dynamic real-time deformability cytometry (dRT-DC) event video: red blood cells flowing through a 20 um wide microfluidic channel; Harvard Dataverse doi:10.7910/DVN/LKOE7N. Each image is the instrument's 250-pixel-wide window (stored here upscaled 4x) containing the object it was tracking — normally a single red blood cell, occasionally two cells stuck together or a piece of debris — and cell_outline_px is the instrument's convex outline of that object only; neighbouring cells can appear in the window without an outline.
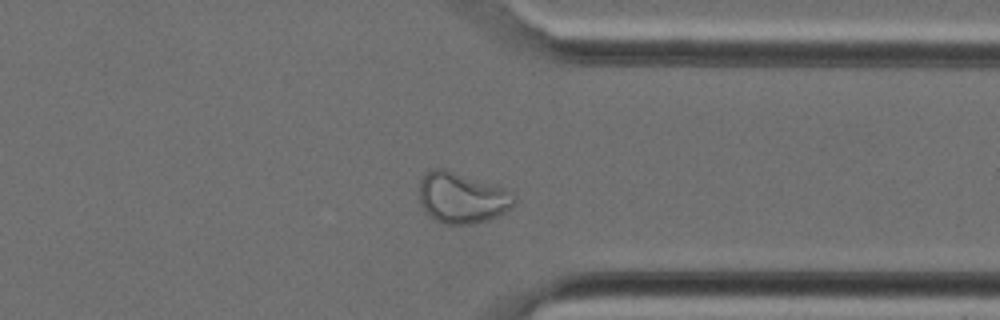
{"species": "Egyptian fruit bat (a non-hibernating species)", "species_latin": "Rousettus aegyptiacus", "temperature_condition": "cold", "stored_images_in_passage": 33, "camera_frame_rate_fps": 3000, "um_per_image_px": 0.085, "animal": {"sex": "female"}, "frame": {"image": 1, "passage_image": 25, "time_ms": 8.0, "image_size_px": [1000, 320], "cell_outline_px": [[516, 204], [512, 208], [488, 220], [476, 224], [444, 224], [436, 220], [424, 212], [420, 204], [420, 180], [432, 168], [444, 168], [496, 184], [504, 188], [516, 200]], "centroid_in_image_um": [39.26, 16.81], "position_along_channel_um": 372.1, "area_um2": 28.32}}
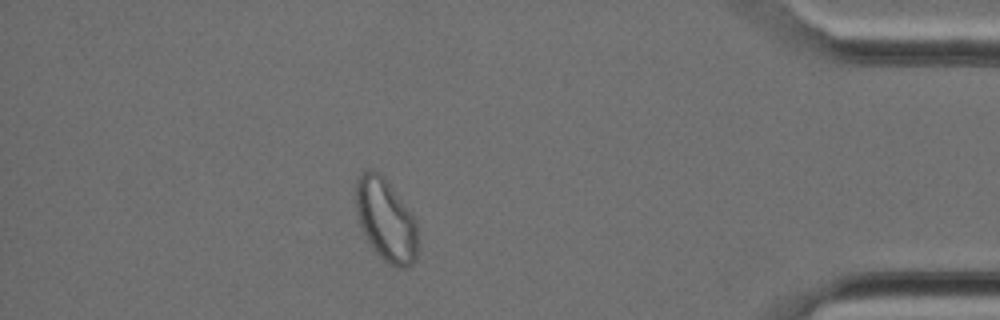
{"frame": {"image": 2, "passage_image": 29, "time_ms": 9.333, "image_size_px": [1000, 320], "cell_outline_px": [[416, 256], [412, 264], [408, 268], [400, 268], [388, 264], [372, 248], [364, 236], [356, 212], [356, 176], [368, 168], [372, 168], [392, 188], [416, 220]], "centroid_in_image_um": [32.76, 18.72], "position_along_channel_um": 402.4, "area_um2": 29.42}}